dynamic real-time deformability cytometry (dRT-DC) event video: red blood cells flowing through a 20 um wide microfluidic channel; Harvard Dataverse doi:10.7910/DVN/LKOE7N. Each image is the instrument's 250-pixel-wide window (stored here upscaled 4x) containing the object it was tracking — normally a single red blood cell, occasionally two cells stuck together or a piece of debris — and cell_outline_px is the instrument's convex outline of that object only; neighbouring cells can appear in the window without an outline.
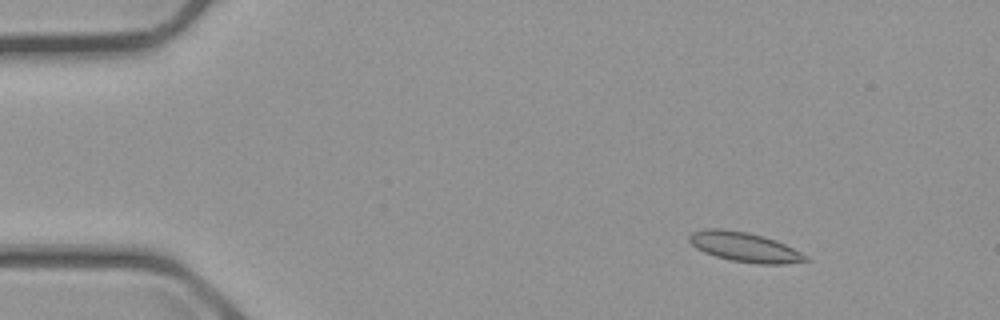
{"species": "common noctule bat (a hibernating species)", "species_latin": "Nyctalus noctula", "temperature_condition": "cold", "stored_images_in_passage": 50, "camera_frame_rate_fps": 3000, "um_per_image_px": 0.085, "animal": {"sex": "male", "body_mass_g": 23.1, "forearm_length_mm": 52.7}, "frame": {"image": 1, "passage_image": 1, "time_ms": 0.0, "image_size_px": [1000, 320], "cell_outline_px": [[812, 260], [784, 264], [756, 264], [732, 260], [716, 256], [704, 252], [696, 248], [688, 240], [688, 236], [692, 232], [704, 228], [720, 228], [748, 232], [764, 236], [776, 240], [808, 256]], "centroid_in_image_um": [63.28, 20.99], "position_along_channel_um": 21.7, "area_um2": 20.17}}
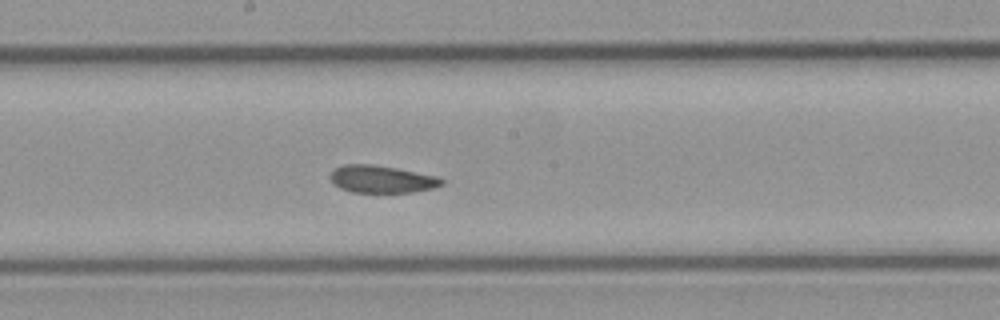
{"frame": {"image": 2, "passage_image": 24, "time_ms": 7.667, "image_size_px": [1000, 320], "cell_outline_px": [[444, 184], [432, 188], [412, 192], [352, 192], [340, 188], [332, 184], [328, 176], [332, 168], [344, 164], [372, 164], [396, 168], [436, 176], [444, 180]], "centroid_in_image_um": [32.36, 15.22], "position_along_channel_um": 215.8, "area_um2": 17.92}}
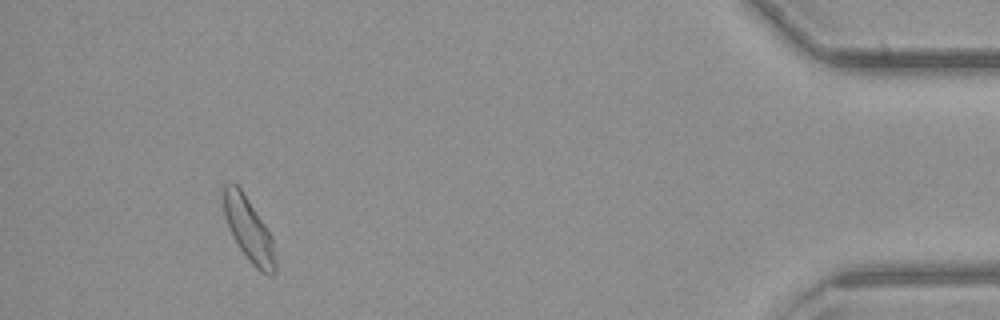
{"frame": {"image": 3, "passage_image": 46, "time_ms": 15.0, "image_size_px": [1000, 320], "cell_outline_px": [[276, 272], [272, 276], [268, 276], [260, 272], [248, 260], [232, 236], [228, 228], [224, 216], [224, 184], [228, 180], [232, 180], [240, 188], [272, 236], [276, 264]], "centroid_in_image_um": [21.14, 19.54], "position_along_channel_um": 414.1, "area_um2": 19.25}, "authors_computed_cell_mechanics": {"area_um2": 18.8139, "velocity_mm_per_s": 3.6443, "shape_relaxation_time_tau1_ms": 5.1698, "shape_relaxation_time_tau2_ms": 1.9778, "deformation_change_tau1": 0.1085, "deformation_change_tau2": 0.0727}}